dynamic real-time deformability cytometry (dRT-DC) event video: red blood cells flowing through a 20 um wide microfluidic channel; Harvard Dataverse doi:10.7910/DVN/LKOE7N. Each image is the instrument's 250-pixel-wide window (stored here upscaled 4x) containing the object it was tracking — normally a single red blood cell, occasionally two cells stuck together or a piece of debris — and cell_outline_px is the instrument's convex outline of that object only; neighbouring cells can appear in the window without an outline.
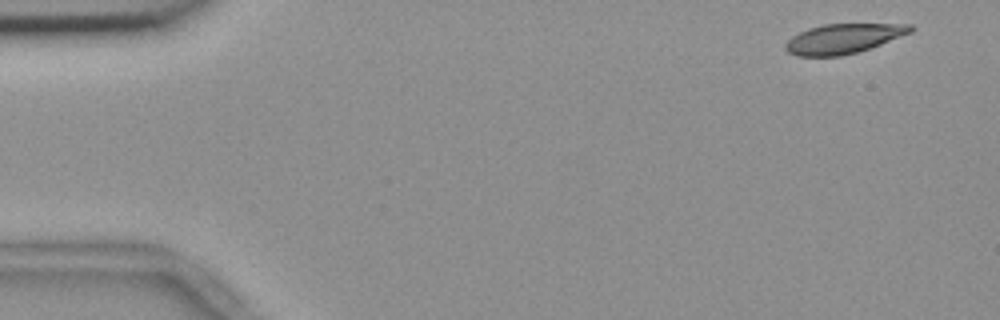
{"species": "common noctule bat (a hibernating species)", "species_latin": "Nyctalus noctula", "temperature_condition": "room temperature", "stored_images_in_passage": 4, "camera_frame_rate_fps": 3000, "um_per_image_px": 0.085, "animal": {"sex": "female", "body_mass_g": 18.4}, "frame": {"image": 1, "passage_image": 1, "time_ms": 0.0, "image_size_px": [1000, 320], "cell_outline_px": [[916, 28], [912, 32], [880, 44], [856, 52], [840, 56], [796, 56], [788, 52], [784, 48], [784, 44], [792, 36], [808, 28], [824, 24], [912, 24]], "centroid_in_image_um": [71.67, 3.28], "position_along_channel_um": 13.3, "area_um2": 21.56}}
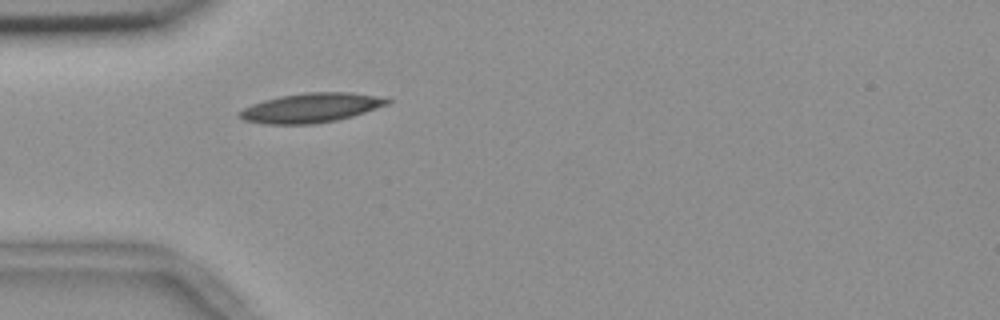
{"frame": {"image": 2, "passage_image": 4, "time_ms": 1.0, "image_size_px": [1000, 320], "cell_outline_px": [[392, 100], [388, 104], [352, 116], [336, 120], [316, 124], [264, 124], [244, 120], [236, 116], [236, 112], [252, 104], [264, 100], [280, 96], [304, 92], [352, 92], [388, 96]], "centroid_in_image_um": [26.46, 9.15], "position_along_channel_um": 58.5, "area_um2": 25.72}}